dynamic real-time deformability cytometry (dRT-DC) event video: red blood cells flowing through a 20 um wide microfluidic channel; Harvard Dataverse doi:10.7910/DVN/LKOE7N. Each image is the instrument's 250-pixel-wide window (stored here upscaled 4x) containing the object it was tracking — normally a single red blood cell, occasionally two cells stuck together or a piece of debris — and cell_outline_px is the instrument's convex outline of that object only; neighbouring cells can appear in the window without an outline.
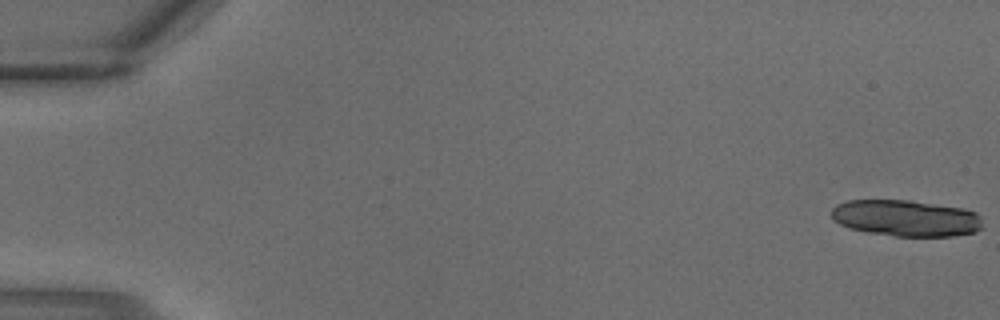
{"species": "common noctule bat (a hibernating species)", "species_latin": "Nyctalus noctula", "temperature_condition": "warm", "stored_images_in_passage": 3, "camera_frame_rate_fps": 3000, "um_per_image_px": 0.085, "animal": {"sex": "male", "body_mass_g": 18.8}, "frame": {"image": 1, "passage_image": 1, "time_ms": 0.0, "image_size_px": [1000, 320], "cell_outline_px": [[984, 228], [976, 232], [952, 236], [892, 236], [868, 232], [848, 228], [832, 220], [832, 208], [836, 204], [848, 200], [908, 200], [964, 208], [976, 212], [980, 216]], "centroid_in_image_um": [77.02, 18.54], "position_along_channel_um": 8.0, "area_um2": 32.37}}